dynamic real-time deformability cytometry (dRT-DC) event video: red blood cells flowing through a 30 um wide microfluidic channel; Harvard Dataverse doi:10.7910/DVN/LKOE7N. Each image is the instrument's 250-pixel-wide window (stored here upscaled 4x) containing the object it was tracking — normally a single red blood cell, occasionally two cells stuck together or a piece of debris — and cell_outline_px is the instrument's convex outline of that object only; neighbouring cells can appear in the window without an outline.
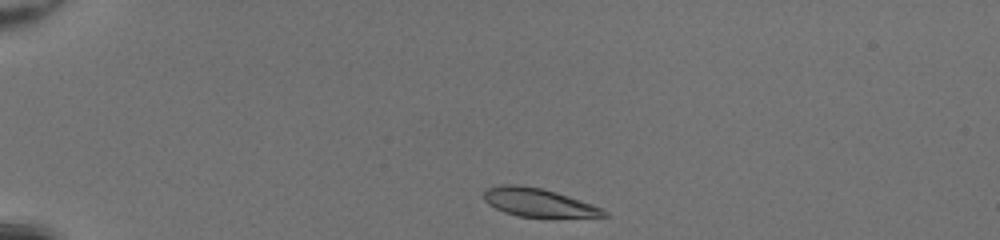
{"species": "common noctule bat (a hibernating species)", "species_latin": "Nyctalus noctula", "temperature_condition": "room temperature", "stored_images_in_passage": 38, "camera_frame_rate_fps": 3000, "um_per_image_px": 0.085, "animal": {"sex": "female", "body_mass_g": 20.0, "forearm_length_mm": 54.0}, "frame": {"image": 1, "passage_image": 1, "time_ms": 0.0, "image_size_px": [1000, 240], "cell_outline_px": [[612, 216], [520, 216], [504, 212], [488, 204], [484, 200], [484, 192], [488, 188], [500, 184], [516, 184], [540, 188], [556, 192], [592, 204], [608, 212]], "centroid_in_image_um": [45.73, 17.19], "position_along_channel_um": 39.3, "area_um2": 19.36}}
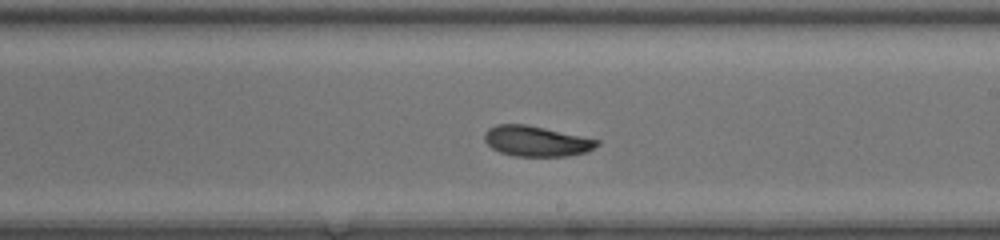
{"frame": {"image": 2, "passage_image": 20, "time_ms": 6.333, "image_size_px": [1000, 240], "cell_outline_px": [[600, 144], [588, 152], [568, 156], [516, 156], [500, 152], [492, 148], [484, 140], [484, 132], [488, 128], [496, 124], [528, 124], [600, 140]], "centroid_in_image_um": [45.6, 11.99], "position_along_channel_um": 243.4, "area_um2": 20.11}}
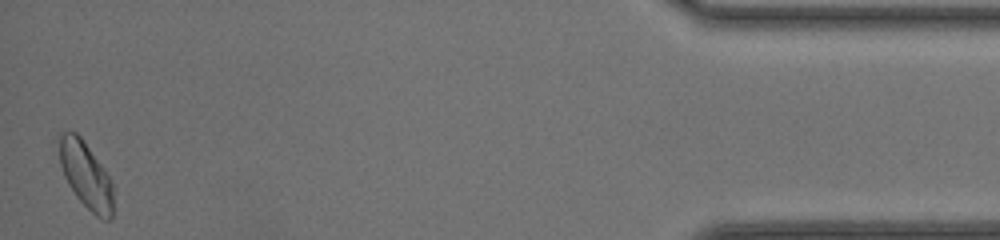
{"frame": {"image": 3, "passage_image": 38, "time_ms": 12.333, "image_size_px": [1000, 240], "cell_outline_px": [[112, 216], [108, 220], [104, 220], [96, 216], [76, 196], [68, 184], [64, 176], [60, 164], [56, 136], [56, 132], [76, 132], [80, 136], [104, 168], [112, 180]], "centroid_in_image_um": [7.25, 14.82], "position_along_channel_um": 428.0, "area_um2": 21.1}, "authors_computed_cell_mechanics": {"area_um2": 20.4901, "velocity_mm_per_s": 4.2771, "shape_relaxation_time_tau1_ms": 3.4134, "shape_relaxation_time_tau2_ms": 5.8868, "deformation_change_tau1": 0.1135, "deformation_change_tau2": 0.0961}}